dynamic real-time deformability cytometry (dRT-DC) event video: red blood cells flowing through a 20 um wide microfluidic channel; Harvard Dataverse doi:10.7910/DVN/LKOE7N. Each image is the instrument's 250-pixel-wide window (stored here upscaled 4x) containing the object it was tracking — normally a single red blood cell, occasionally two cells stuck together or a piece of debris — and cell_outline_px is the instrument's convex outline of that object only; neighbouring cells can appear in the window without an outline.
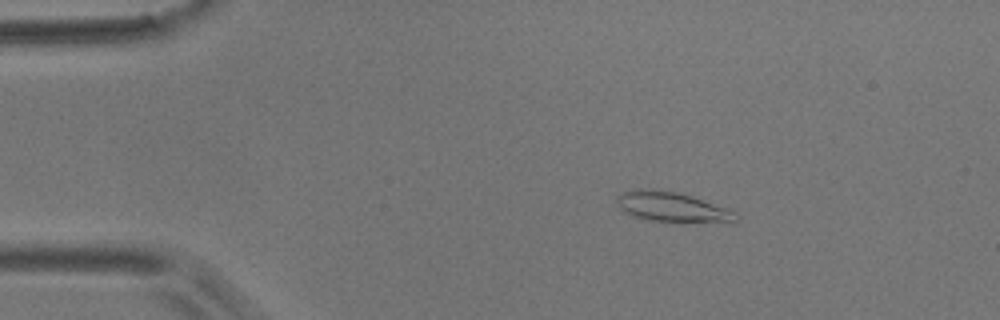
{"species": "common noctule bat (a hibernating species)", "species_latin": "Nyctalus noctula", "temperature_condition": "room temperature", "stored_images_in_passage": 23, "camera_frame_rate_fps": 3000, "um_per_image_px": 0.085, "animal": {"sex": "male", "body_mass_g": 17.9}, "frame": {"image": 1, "passage_image": 9, "time_ms": 2.667, "image_size_px": [1000, 320], "cell_outline_px": [[736, 220], [648, 220], [632, 216], [624, 212], [616, 204], [616, 196], [624, 192], [636, 188], [652, 188], [676, 192], [692, 196], [728, 208], [736, 212]], "centroid_in_image_um": [56.97, 17.53], "position_along_channel_um": 28.0, "area_um2": 20.0}}
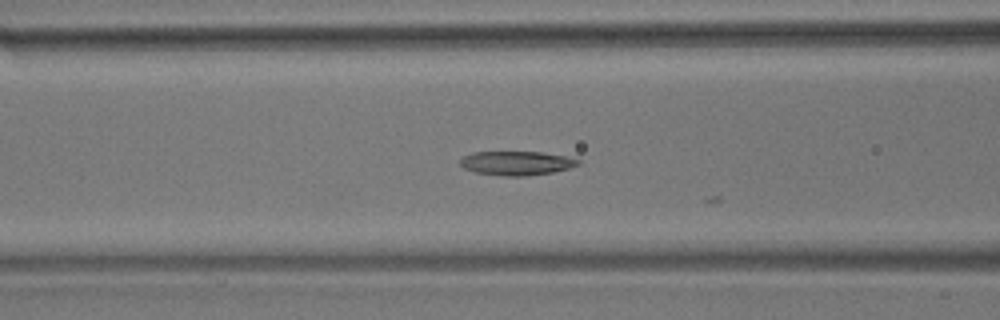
{"frame": {"image": 2, "passage_image": 22, "time_ms": 7.0, "image_size_px": [1000, 320], "cell_outline_px": [[580, 164], [568, 168], [552, 172], [524, 176], [504, 176], [476, 172], [464, 168], [460, 164], [460, 160], [464, 156], [472, 152], [540, 152], [564, 156], [580, 160]], "centroid_in_image_um": [43.88, 13.86], "position_along_channel_um": 122.7, "area_um2": 16.3}}